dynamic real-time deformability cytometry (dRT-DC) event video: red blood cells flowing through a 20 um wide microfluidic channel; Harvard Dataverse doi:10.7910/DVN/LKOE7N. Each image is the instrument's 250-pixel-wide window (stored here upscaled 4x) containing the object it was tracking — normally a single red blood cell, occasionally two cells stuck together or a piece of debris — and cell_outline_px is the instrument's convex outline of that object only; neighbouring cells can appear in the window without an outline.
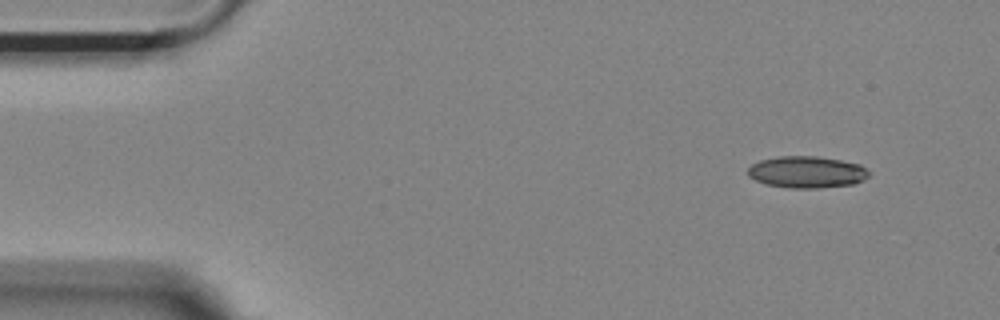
{"species": "Egyptian fruit bat (a non-hibernating species)", "species_latin": "Rousettus aegyptiacus", "temperature_condition": "room temperature", "stored_images_in_passage": 9, "camera_frame_rate_fps": 3000, "um_per_image_px": 0.085, "animal": {"sex": "female"}, "frame": {"image": 1, "passage_image": 1, "time_ms": 0.0, "image_size_px": [1000, 320], "cell_outline_px": [[872, 172], [868, 176], [852, 184], [820, 188], [792, 188], [768, 184], [756, 180], [748, 176], [748, 168], [752, 164], [760, 160], [780, 156], [816, 156], [840, 160], [860, 164]], "centroid_in_image_um": [68.59, 14.62], "position_along_channel_um": 16.4, "area_um2": 22.25}}